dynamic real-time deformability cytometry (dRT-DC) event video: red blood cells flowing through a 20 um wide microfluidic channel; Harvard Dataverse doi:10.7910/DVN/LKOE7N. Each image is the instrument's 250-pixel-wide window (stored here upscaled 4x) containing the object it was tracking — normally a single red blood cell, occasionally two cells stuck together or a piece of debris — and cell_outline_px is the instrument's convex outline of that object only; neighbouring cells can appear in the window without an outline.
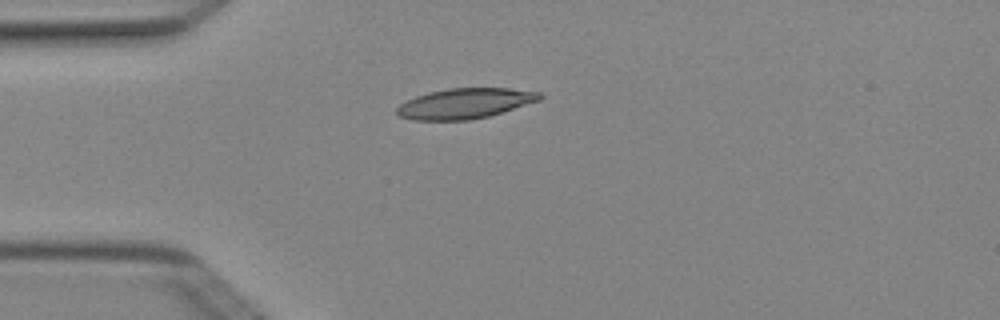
{"species": "Egyptian fruit bat (a non-hibernating species)", "species_latin": "Rousettus aegyptiacus", "temperature_condition": "cold", "stored_images_in_passage": 3, "camera_frame_rate_fps": 3000, "um_per_image_px": 0.085, "animal": {"sex": "female"}, "frame": {"image": 1, "passage_image": 3, "time_ms": 0.667, "image_size_px": [1000, 320], "cell_outline_px": [[544, 96], [540, 100], [488, 116], [472, 120], [412, 120], [400, 116], [396, 112], [396, 108], [400, 104], [416, 96], [428, 92], [448, 88], [508, 88], [540, 92]], "centroid_in_image_um": [39.51, 8.79], "position_along_channel_um": 45.5, "area_um2": 25.14}}